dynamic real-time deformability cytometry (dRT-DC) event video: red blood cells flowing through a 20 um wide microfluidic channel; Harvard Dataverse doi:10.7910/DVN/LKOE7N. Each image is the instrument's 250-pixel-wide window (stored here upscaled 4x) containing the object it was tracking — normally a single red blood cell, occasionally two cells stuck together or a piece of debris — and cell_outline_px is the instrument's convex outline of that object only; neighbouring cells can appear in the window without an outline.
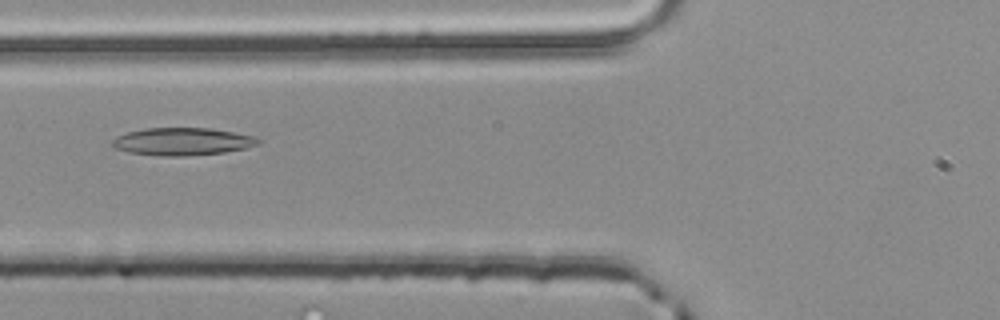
{"species": "common noctule bat (a hibernating species)", "species_latin": "Nyctalus noctula", "temperature_condition": "room temperature", "stored_images_in_passage": 2, "camera_frame_rate_fps": 3000, "um_per_image_px": 0.085, "animal": {"sex": "male", "body_mass_g": 20.4}, "frame": {"image": 1, "passage_image": 2, "time_ms": 0.333, "image_size_px": [1000, 320], "cell_outline_px": [[260, 140], [256, 144], [244, 148], [224, 152], [184, 156], [156, 156], [128, 152], [116, 148], [112, 144], [112, 140], [116, 136], [128, 132], [144, 128], [208, 128], [256, 136]], "centroid_in_image_um": [15.46, 12.03], "position_along_channel_um": 110.3, "area_um2": 23.29}}